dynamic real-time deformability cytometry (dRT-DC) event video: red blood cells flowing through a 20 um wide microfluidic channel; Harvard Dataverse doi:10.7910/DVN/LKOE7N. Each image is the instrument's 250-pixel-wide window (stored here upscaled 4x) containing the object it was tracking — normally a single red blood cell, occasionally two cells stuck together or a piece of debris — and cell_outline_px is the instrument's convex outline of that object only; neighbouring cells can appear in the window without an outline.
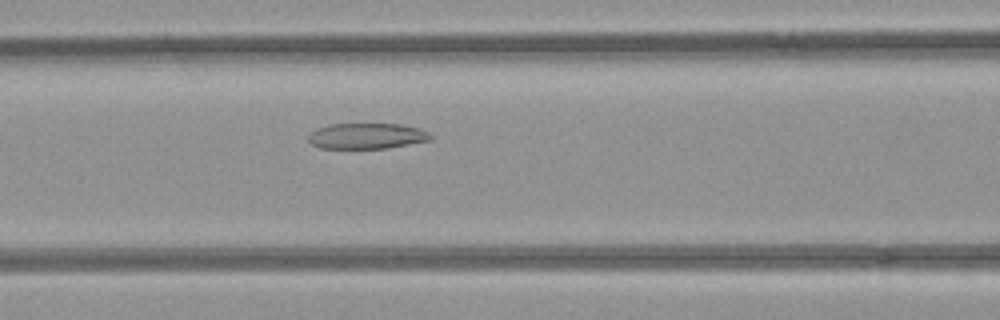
{"species": "common noctule bat (a hibernating species)", "species_latin": "Nyctalus noctula", "temperature_condition": "room temperature", "stored_images_in_passage": 38, "camera_frame_rate_fps": 3000, "um_per_image_px": 0.085, "animal": {"sex": "female", "body_mass_g": 21.9}, "frame": {"image": 1, "passage_image": 8, "time_ms": 2.333, "image_size_px": [1000, 320], "cell_outline_px": [[432, 140], [384, 148], [320, 148], [312, 144], [308, 140], [308, 136], [316, 128], [328, 124], [400, 124], [420, 128], [428, 132], [432, 136]], "centroid_in_image_um": [31.17, 11.55], "position_along_channel_um": 135.4, "area_um2": 18.26}}
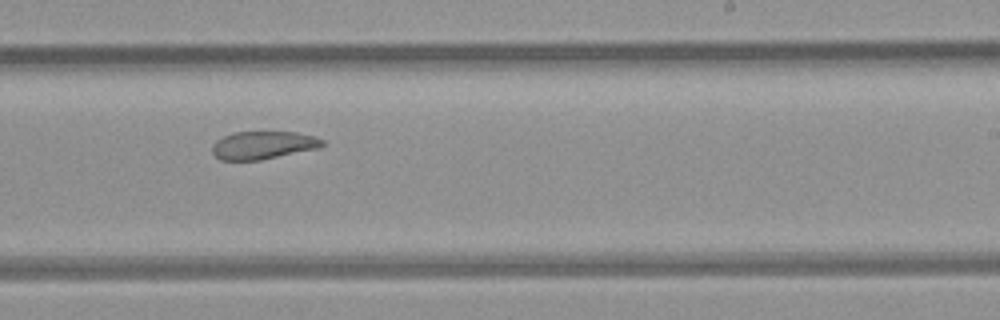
{"frame": {"image": 2, "passage_image": 18, "time_ms": 5.667, "image_size_px": [1000, 320], "cell_outline_px": [[324, 144], [320, 148], [260, 160], [220, 160], [212, 152], [212, 144], [216, 140], [232, 132], [296, 132], [316, 136], [324, 140]], "centroid_in_image_um": [22.38, 12.33], "position_along_channel_um": 266.6, "area_um2": 18.03}}
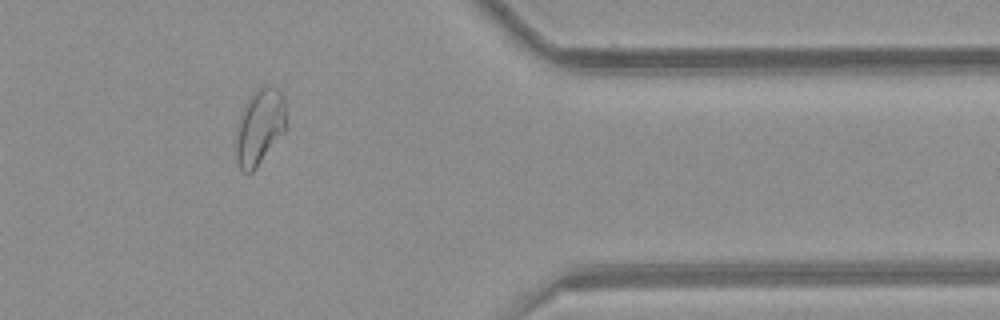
{"frame": {"image": 3, "passage_image": 29, "time_ms": 9.333, "image_size_px": [1000, 320], "cell_outline_px": [[288, 128], [256, 168], [252, 172], [244, 172], [240, 168], [236, 160], [236, 136], [240, 112], [244, 104], [252, 92], [264, 84], [272, 84], [284, 96], [288, 124]], "centroid_in_image_um": [22.1, 10.73], "position_along_channel_um": 389.3, "area_um2": 22.89}, "authors_computed_cell_mechanics": {"area_um2": 20.4034, "velocity_mm_per_s": 3.9457, "shape_relaxation_time_tau1_ms": null, "shape_relaxation_time_tau2_ms": 3.1884, "deformation_change_tau1": null, "deformation_change_tau2": 0.0893}}